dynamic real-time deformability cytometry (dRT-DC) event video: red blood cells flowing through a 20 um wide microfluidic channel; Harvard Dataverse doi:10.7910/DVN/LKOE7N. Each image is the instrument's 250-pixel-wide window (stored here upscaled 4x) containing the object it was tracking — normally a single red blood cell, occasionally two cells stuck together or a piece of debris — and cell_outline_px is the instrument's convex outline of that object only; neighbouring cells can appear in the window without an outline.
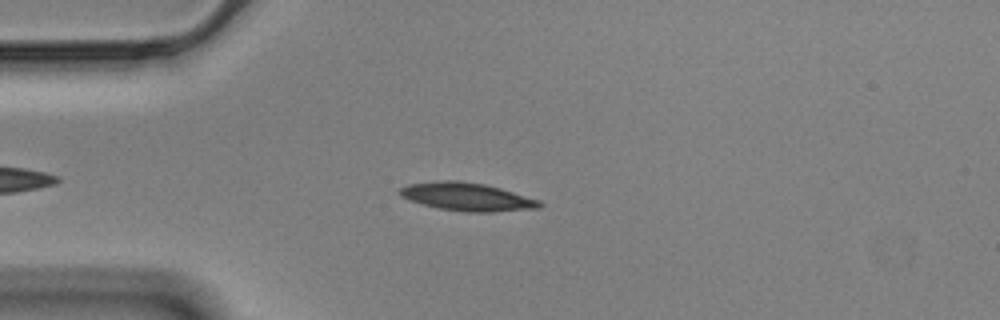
{"species": "Egyptian fruit bat (a non-hibernating species)", "species_latin": "Rousettus aegyptiacus", "temperature_condition": "cold", "stored_images_in_passage": 52, "camera_frame_rate_fps": 3000, "um_per_image_px": 0.085, "animal": {"sex": "male"}, "frame": {"image": 1, "passage_image": 10, "time_ms": 3.0, "image_size_px": [1000, 320], "cell_outline_px": [[544, 204], [540, 208], [492, 212], [468, 212], [440, 208], [424, 204], [400, 196], [396, 192], [400, 188], [408, 184], [444, 180], [460, 180], [484, 184], [500, 188], [540, 200]], "centroid_in_image_um": [39.72, 16.72], "position_along_channel_um": 45.3, "area_um2": 22.77}}
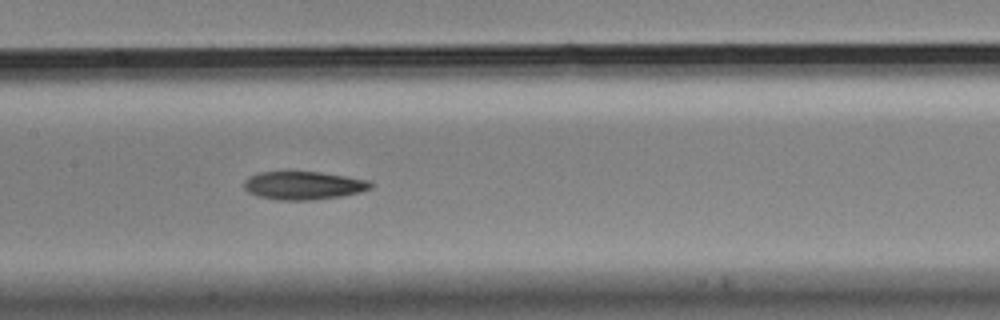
{"frame": {"image": 2, "passage_image": 23, "time_ms": 7.333, "image_size_px": [1000, 320], "cell_outline_px": [[372, 188], [360, 192], [340, 196], [312, 200], [276, 200], [260, 196], [248, 192], [244, 188], [244, 180], [248, 176], [260, 172], [288, 168], [320, 172], [368, 180], [372, 184]], "centroid_in_image_um": [25.72, 15.71], "position_along_channel_um": 181.7, "area_um2": 21.56}}
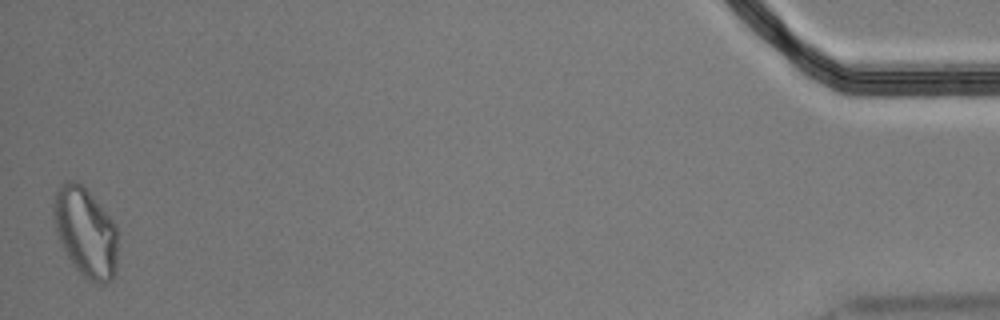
{"frame": {"image": 3, "passage_image": 52, "time_ms": 17.0, "image_size_px": [1000, 320], "cell_outline_px": [[116, 268], [112, 280], [104, 284], [100, 284], [88, 280], [72, 264], [56, 232], [52, 216], [52, 212], [56, 192], [60, 184], [64, 180], [72, 180], [80, 184], [92, 196], [112, 220], [116, 228]], "centroid_in_image_um": [7.25, 19.74], "position_along_channel_um": 427.9, "area_um2": 33.0}, "authors_computed_cell_mechanics": {"area_um2": 21.675, "velocity_mm_per_s": 3.4993, "shape_relaxation_time_tau1_ms": null, "shape_relaxation_time_tau2_ms": 9.0443, "deformation_change_tau1": null, "deformation_change_tau2": 0.1743}}